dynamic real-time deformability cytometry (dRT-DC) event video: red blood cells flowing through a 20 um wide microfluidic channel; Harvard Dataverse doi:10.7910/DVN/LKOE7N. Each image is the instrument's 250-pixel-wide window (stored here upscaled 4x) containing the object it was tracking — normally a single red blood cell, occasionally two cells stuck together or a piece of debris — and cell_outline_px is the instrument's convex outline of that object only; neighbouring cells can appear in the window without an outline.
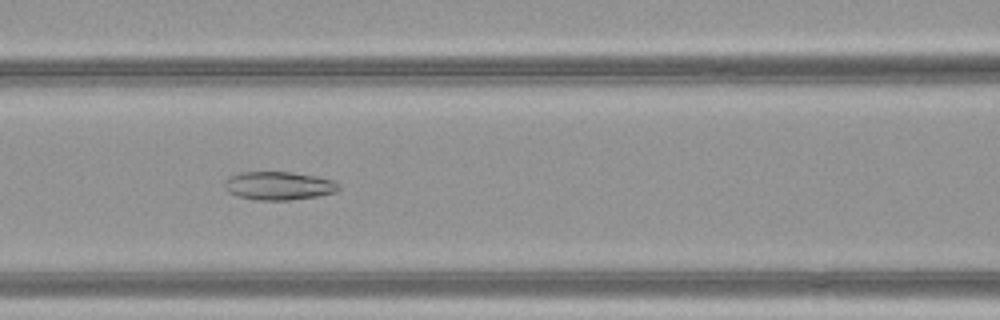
{"species": "common noctule bat (a hibernating species)", "species_latin": "Nyctalus noctula", "temperature_condition": "warm", "stored_images_in_passage": 50, "camera_frame_rate_fps": 3000, "um_per_image_px": 0.085, "animal": {"sex": "female", "body_mass_g": 21.9}, "frame": {"image": 1, "passage_image": 23, "time_ms": 7.333, "image_size_px": [1000, 320], "cell_outline_px": [[340, 188], [336, 192], [316, 196], [292, 200], [256, 200], [236, 196], [228, 192], [224, 188], [224, 184], [228, 176], [240, 172], [292, 172], [316, 176], [332, 180], [340, 184]], "centroid_in_image_um": [23.67, 15.79], "position_along_channel_um": 142.9, "area_um2": 19.02}}
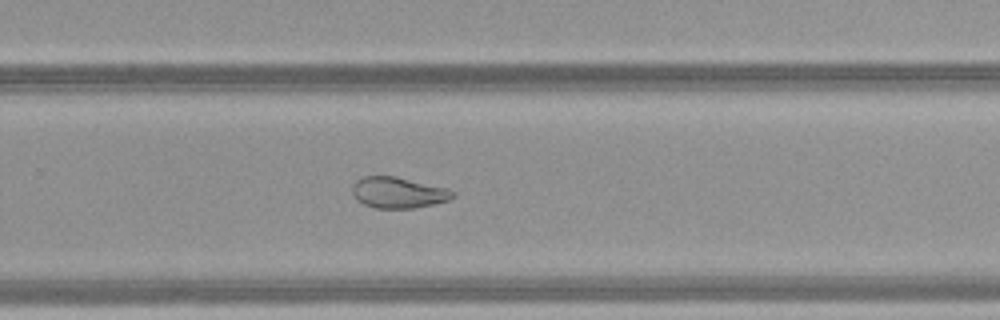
{"frame": {"image": 2, "passage_image": 34, "time_ms": 11.0, "image_size_px": [1000, 320], "cell_outline_px": [[456, 196], [448, 200], [416, 208], [376, 208], [364, 204], [356, 200], [352, 192], [352, 184], [356, 180], [364, 176], [396, 176], [452, 188], [456, 192]], "centroid_in_image_um": [33.89, 16.35], "position_along_channel_um": 295.9, "area_um2": 18.55}}
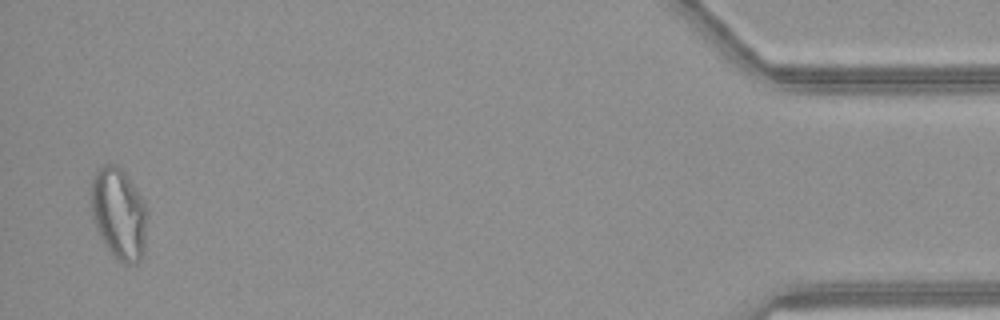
{"frame": {"image": 3, "passage_image": 49, "time_ms": 16.0, "image_size_px": [1000, 320], "cell_outline_px": [[148, 212], [144, 252], [140, 260], [136, 264], [124, 264], [116, 260], [112, 256], [104, 244], [92, 220], [88, 196], [88, 192], [92, 180], [96, 172], [104, 164], [116, 164], [124, 172], [140, 196]], "centroid_in_image_um": [10.06, 18.2], "position_along_channel_um": 425.1, "area_um2": 30.58}, "authors_computed_cell_mechanics": {"area_um2": 24.9985, "velocity_mm_per_s": 4.1909, "shape_relaxation_time_tau1_ms": null, "shape_relaxation_time_tau2_ms": 2.0088, "deformation_change_tau1": null, "deformation_change_tau2": 0.0748}}